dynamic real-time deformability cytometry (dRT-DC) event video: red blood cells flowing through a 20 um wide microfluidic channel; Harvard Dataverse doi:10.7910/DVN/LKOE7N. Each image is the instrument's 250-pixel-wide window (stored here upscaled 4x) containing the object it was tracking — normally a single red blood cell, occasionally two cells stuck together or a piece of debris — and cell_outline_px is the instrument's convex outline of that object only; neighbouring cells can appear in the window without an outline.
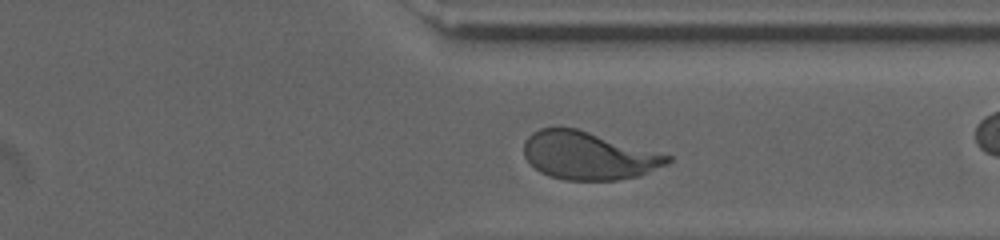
{"species": "human", "species_latin": "Homo sapiens", "temperature_condition": "cold", "stored_images_in_passage": 39, "camera_frame_rate_fps": 3000, "um_per_image_px": 0.085, "donor": {"sex": "male"}, "frame": {"image": 1, "passage_image": 34, "time_ms": 7.0, "image_size_px": [1000, 240], "cell_outline_px": [[672, 160], [668, 164], [640, 176], [616, 180], [564, 180], [540, 172], [524, 156], [524, 140], [532, 132], [540, 128], [576, 128], [672, 156]], "centroid_in_image_um": [50.03, 13.23], "position_along_channel_um": 361.4, "area_um2": 39.88}, "authors_computed_cell_mechanics": {"area_um2": 40.46, "velocity_mm_per_s": 3.7633, "shape_relaxation_time_tau1_ms": 2.9906, "shape_relaxation_time_tau2_ms": null, "deformation_change_tau1": 0.1565, "deformation_change_tau2": null}}